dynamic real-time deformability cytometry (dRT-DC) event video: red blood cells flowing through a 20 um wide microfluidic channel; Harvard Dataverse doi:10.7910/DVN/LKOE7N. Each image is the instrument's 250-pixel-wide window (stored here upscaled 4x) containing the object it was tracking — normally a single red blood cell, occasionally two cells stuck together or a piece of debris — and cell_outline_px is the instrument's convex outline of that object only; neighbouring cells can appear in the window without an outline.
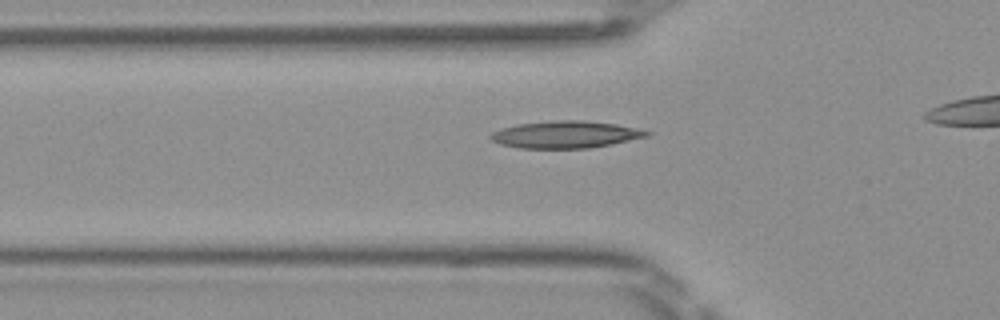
{"species": "Egyptian fruit bat (a non-hibernating species)", "species_latin": "Rousettus aegyptiacus", "temperature_condition": "room temperature", "stored_images_in_passage": 35, "camera_frame_rate_fps": 3000, "um_per_image_px": 0.085, "frame": {"image": 1, "passage_image": 11, "time_ms": 3.333, "image_size_px": [1000, 320], "cell_outline_px": [[652, 132], [648, 136], [588, 148], [520, 148], [500, 144], [492, 140], [488, 136], [492, 132], [500, 128], [516, 124], [552, 120], [584, 120], [616, 124], [636, 128]], "centroid_in_image_um": [48.01, 11.42], "position_along_channel_um": 77.8, "area_um2": 24.57}}
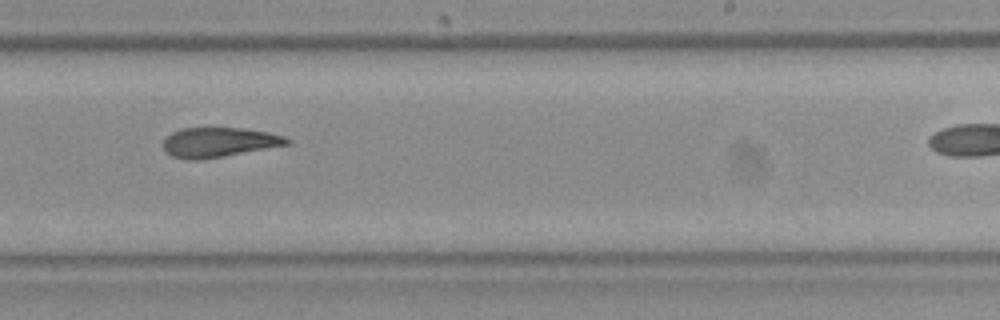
{"frame": {"image": 2, "passage_image": 25, "time_ms": 8.0, "image_size_px": [1000, 320], "cell_outline_px": [[292, 144], [204, 160], [188, 160], [172, 156], [164, 152], [160, 144], [164, 136], [180, 128], [244, 128], [268, 132], [284, 136], [292, 140]], "centroid_in_image_um": [18.57, 12.1], "position_along_channel_um": 270.4, "area_um2": 22.08}}
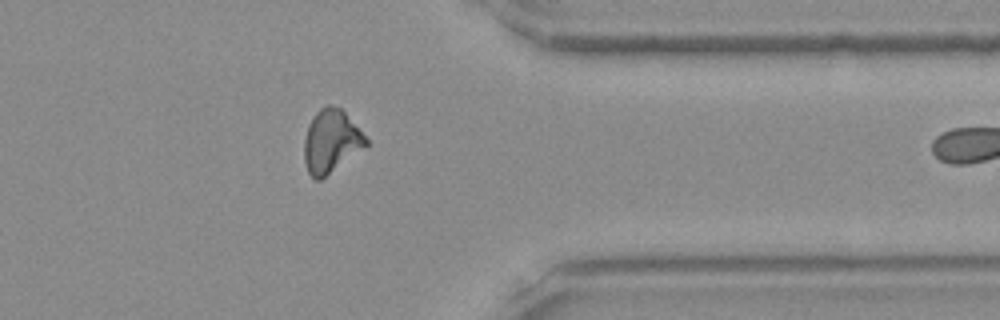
{"frame": {"image": 3, "passage_image": 34, "time_ms": 11.0, "image_size_px": [1000, 320], "cell_outline_px": [[368, 144], [320, 180], [316, 180], [308, 172], [304, 160], [304, 140], [308, 124], [312, 116], [320, 108], [328, 104], [332, 104], [340, 108], [344, 112], [368, 140]], "centroid_in_image_um": [28.1, 11.98], "position_along_channel_um": 383.3, "area_um2": 22.31}}